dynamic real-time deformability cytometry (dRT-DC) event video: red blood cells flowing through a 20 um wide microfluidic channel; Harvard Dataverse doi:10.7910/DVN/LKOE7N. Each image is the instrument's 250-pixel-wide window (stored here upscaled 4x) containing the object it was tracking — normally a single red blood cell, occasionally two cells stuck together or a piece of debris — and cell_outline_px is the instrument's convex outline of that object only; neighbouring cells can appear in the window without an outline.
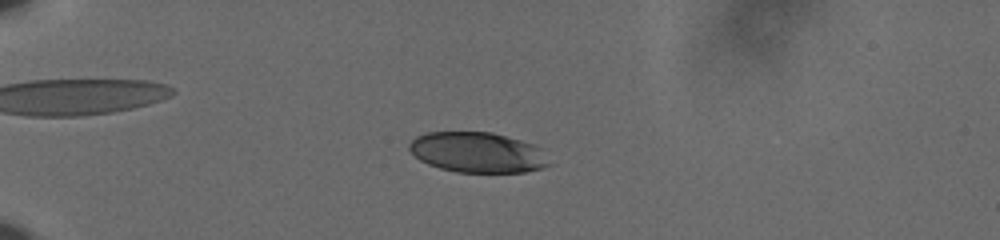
{"species": "human", "species_latin": "Homo sapiens", "temperature_condition": "cold", "stored_images_in_passage": 50, "camera_frame_rate_fps": 3000, "um_per_image_px": 0.085, "donor": {"sex": "male"}, "frame": {"image": 1, "passage_image": 8, "time_ms": 2.333, "image_size_px": [1000, 240], "cell_outline_px": [[548, 164], [544, 168], [524, 172], [456, 172], [440, 168], [428, 164], [420, 160], [408, 148], [408, 144], [416, 136], [428, 132], [492, 132], [520, 140], [532, 144], [536, 148]], "centroid_in_image_um": [40.5, 12.95], "position_along_channel_um": 44.5, "area_um2": 32.31}}
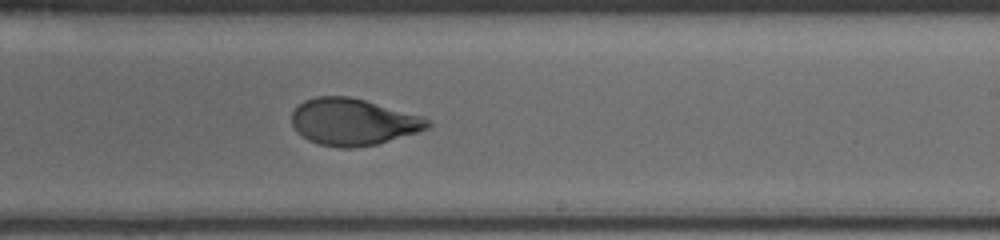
{"frame": {"image": 2, "passage_image": 30, "time_ms": 9.667, "image_size_px": [1000, 240], "cell_outline_px": [[432, 124], [428, 128], [416, 132], [376, 144], [352, 148], [336, 148], [320, 144], [308, 140], [296, 132], [292, 124], [292, 112], [304, 100], [316, 96], [348, 96], [364, 100], [420, 116], [428, 120]], "centroid_in_image_um": [29.95, 10.37], "position_along_channel_um": 259.0, "area_um2": 36.65}}
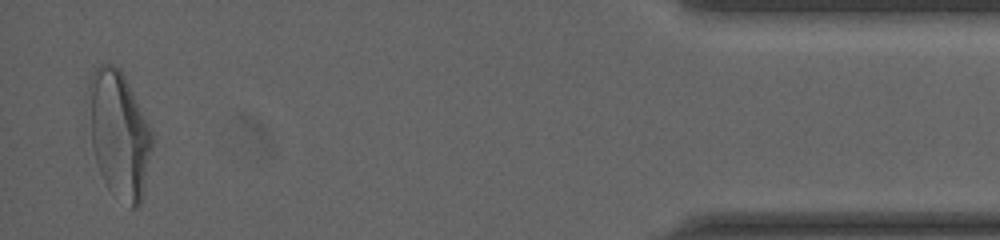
{"frame": {"image": 3, "passage_image": 49, "time_ms": 16.0, "image_size_px": [1000, 240], "cell_outline_px": [[156, 140], [140, 204], [136, 208], [132, 208], [112, 192], [104, 184], [96, 160], [92, 144], [88, 88], [88, 84], [96, 68], [100, 64], [112, 64], [120, 68]], "centroid_in_image_um": [10.15, 11.45], "position_along_channel_um": 425.0, "area_um2": 46.59}, "authors_computed_cell_mechanics": {"area_um2": 36.8186, "velocity_mm_per_s": 3.6276, "shape_relaxation_time_tau1_ms": 3.8489, "shape_relaxation_time_tau2_ms": 1.1454, "deformation_change_tau1": 0.1574, "deformation_change_tau2": 0.0643}}